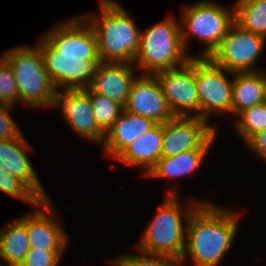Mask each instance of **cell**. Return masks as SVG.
<instances>
[{
  "instance_id": "1",
  "label": "cell",
  "mask_w": 266,
  "mask_h": 266,
  "mask_svg": "<svg viewBox=\"0 0 266 266\" xmlns=\"http://www.w3.org/2000/svg\"><path fill=\"white\" fill-rule=\"evenodd\" d=\"M204 201L185 217L186 243L181 260L189 256L194 266H217L237 233V212Z\"/></svg>"
},
{
  "instance_id": "2",
  "label": "cell",
  "mask_w": 266,
  "mask_h": 266,
  "mask_svg": "<svg viewBox=\"0 0 266 266\" xmlns=\"http://www.w3.org/2000/svg\"><path fill=\"white\" fill-rule=\"evenodd\" d=\"M100 17L82 15L92 27L101 62L133 64L141 31L127 11L114 0H100ZM94 15V16H93Z\"/></svg>"
},
{
  "instance_id": "3",
  "label": "cell",
  "mask_w": 266,
  "mask_h": 266,
  "mask_svg": "<svg viewBox=\"0 0 266 266\" xmlns=\"http://www.w3.org/2000/svg\"><path fill=\"white\" fill-rule=\"evenodd\" d=\"M176 189L175 187L168 193L165 202L159 207L156 215L146 227L142 240L136 245V248L142 252L182 258L187 228L183 225L182 217L184 215L189 217L201 202L190 201L189 206H186L185 211L182 212ZM184 212L185 214H183Z\"/></svg>"
},
{
  "instance_id": "4",
  "label": "cell",
  "mask_w": 266,
  "mask_h": 266,
  "mask_svg": "<svg viewBox=\"0 0 266 266\" xmlns=\"http://www.w3.org/2000/svg\"><path fill=\"white\" fill-rule=\"evenodd\" d=\"M16 79L19 102L40 108L55 106L57 88L52 83L38 46H18L3 54Z\"/></svg>"
},
{
  "instance_id": "5",
  "label": "cell",
  "mask_w": 266,
  "mask_h": 266,
  "mask_svg": "<svg viewBox=\"0 0 266 266\" xmlns=\"http://www.w3.org/2000/svg\"><path fill=\"white\" fill-rule=\"evenodd\" d=\"M192 57L185 52L180 22L178 24L177 20L169 17L141 32L140 46L133 65L144 69L143 74L154 75L182 66Z\"/></svg>"
},
{
  "instance_id": "6",
  "label": "cell",
  "mask_w": 266,
  "mask_h": 266,
  "mask_svg": "<svg viewBox=\"0 0 266 266\" xmlns=\"http://www.w3.org/2000/svg\"><path fill=\"white\" fill-rule=\"evenodd\" d=\"M182 7L180 28L186 52L189 37H193L207 45L201 51V57H210L234 23V8L226 9L204 0Z\"/></svg>"
},
{
  "instance_id": "7",
  "label": "cell",
  "mask_w": 266,
  "mask_h": 266,
  "mask_svg": "<svg viewBox=\"0 0 266 266\" xmlns=\"http://www.w3.org/2000/svg\"><path fill=\"white\" fill-rule=\"evenodd\" d=\"M226 69L209 57H194V77L199 96L200 118L207 120L212 113H232L233 78Z\"/></svg>"
},
{
  "instance_id": "8",
  "label": "cell",
  "mask_w": 266,
  "mask_h": 266,
  "mask_svg": "<svg viewBox=\"0 0 266 266\" xmlns=\"http://www.w3.org/2000/svg\"><path fill=\"white\" fill-rule=\"evenodd\" d=\"M265 42L263 36L242 29L234 22L209 58L231 73L259 71L254 70V65L263 52Z\"/></svg>"
},
{
  "instance_id": "9",
  "label": "cell",
  "mask_w": 266,
  "mask_h": 266,
  "mask_svg": "<svg viewBox=\"0 0 266 266\" xmlns=\"http://www.w3.org/2000/svg\"><path fill=\"white\" fill-rule=\"evenodd\" d=\"M207 122L196 116H175L165 121L161 157H173L188 150L210 149L217 132Z\"/></svg>"
},
{
  "instance_id": "10",
  "label": "cell",
  "mask_w": 266,
  "mask_h": 266,
  "mask_svg": "<svg viewBox=\"0 0 266 266\" xmlns=\"http://www.w3.org/2000/svg\"><path fill=\"white\" fill-rule=\"evenodd\" d=\"M39 47L49 77L58 88L86 89L89 87L100 60H85L83 57L60 56L41 36Z\"/></svg>"
},
{
  "instance_id": "11",
  "label": "cell",
  "mask_w": 266,
  "mask_h": 266,
  "mask_svg": "<svg viewBox=\"0 0 266 266\" xmlns=\"http://www.w3.org/2000/svg\"><path fill=\"white\" fill-rule=\"evenodd\" d=\"M174 116L200 117L199 96L194 77V57L180 67L154 74ZM196 111L192 115L189 111Z\"/></svg>"
},
{
  "instance_id": "12",
  "label": "cell",
  "mask_w": 266,
  "mask_h": 266,
  "mask_svg": "<svg viewBox=\"0 0 266 266\" xmlns=\"http://www.w3.org/2000/svg\"><path fill=\"white\" fill-rule=\"evenodd\" d=\"M63 23L42 36L60 56L100 60L96 37L88 22L82 16H76Z\"/></svg>"
},
{
  "instance_id": "13",
  "label": "cell",
  "mask_w": 266,
  "mask_h": 266,
  "mask_svg": "<svg viewBox=\"0 0 266 266\" xmlns=\"http://www.w3.org/2000/svg\"><path fill=\"white\" fill-rule=\"evenodd\" d=\"M54 107L62 109L66 123L81 137L103 145L105 133L96 124L87 89H65L61 93L58 90Z\"/></svg>"
},
{
  "instance_id": "14",
  "label": "cell",
  "mask_w": 266,
  "mask_h": 266,
  "mask_svg": "<svg viewBox=\"0 0 266 266\" xmlns=\"http://www.w3.org/2000/svg\"><path fill=\"white\" fill-rule=\"evenodd\" d=\"M124 110L149 118L156 123H164L175 117L167 104L159 81L152 74H141L140 77H136Z\"/></svg>"
},
{
  "instance_id": "15",
  "label": "cell",
  "mask_w": 266,
  "mask_h": 266,
  "mask_svg": "<svg viewBox=\"0 0 266 266\" xmlns=\"http://www.w3.org/2000/svg\"><path fill=\"white\" fill-rule=\"evenodd\" d=\"M51 199L41 200V209L35 213H28L20 218L27 228L30 239V248L43 249L45 251H64L68 244V235L61 225L53 217L55 214ZM48 213V214H47Z\"/></svg>"
},
{
  "instance_id": "16",
  "label": "cell",
  "mask_w": 266,
  "mask_h": 266,
  "mask_svg": "<svg viewBox=\"0 0 266 266\" xmlns=\"http://www.w3.org/2000/svg\"><path fill=\"white\" fill-rule=\"evenodd\" d=\"M25 150H29V145L23 135L0 140V166L21 180L40 200L49 199Z\"/></svg>"
},
{
  "instance_id": "17",
  "label": "cell",
  "mask_w": 266,
  "mask_h": 266,
  "mask_svg": "<svg viewBox=\"0 0 266 266\" xmlns=\"http://www.w3.org/2000/svg\"><path fill=\"white\" fill-rule=\"evenodd\" d=\"M133 64L100 62L88 88L90 93H97L113 99L123 106L126 103L131 86L136 79Z\"/></svg>"
},
{
  "instance_id": "18",
  "label": "cell",
  "mask_w": 266,
  "mask_h": 266,
  "mask_svg": "<svg viewBox=\"0 0 266 266\" xmlns=\"http://www.w3.org/2000/svg\"><path fill=\"white\" fill-rule=\"evenodd\" d=\"M157 123L141 115L123 110L105 134L104 146L107 155L116 158L132 141L151 130Z\"/></svg>"
},
{
  "instance_id": "19",
  "label": "cell",
  "mask_w": 266,
  "mask_h": 266,
  "mask_svg": "<svg viewBox=\"0 0 266 266\" xmlns=\"http://www.w3.org/2000/svg\"><path fill=\"white\" fill-rule=\"evenodd\" d=\"M163 123H157L151 130L138 136L115 159L129 166L146 169V174L161 158Z\"/></svg>"
},
{
  "instance_id": "20",
  "label": "cell",
  "mask_w": 266,
  "mask_h": 266,
  "mask_svg": "<svg viewBox=\"0 0 266 266\" xmlns=\"http://www.w3.org/2000/svg\"><path fill=\"white\" fill-rule=\"evenodd\" d=\"M232 113L266 101V72L233 73Z\"/></svg>"
},
{
  "instance_id": "21",
  "label": "cell",
  "mask_w": 266,
  "mask_h": 266,
  "mask_svg": "<svg viewBox=\"0 0 266 266\" xmlns=\"http://www.w3.org/2000/svg\"><path fill=\"white\" fill-rule=\"evenodd\" d=\"M30 250L26 224L17 219L0 231V259L7 266H20Z\"/></svg>"
},
{
  "instance_id": "22",
  "label": "cell",
  "mask_w": 266,
  "mask_h": 266,
  "mask_svg": "<svg viewBox=\"0 0 266 266\" xmlns=\"http://www.w3.org/2000/svg\"><path fill=\"white\" fill-rule=\"evenodd\" d=\"M209 149L181 152L173 157H161L147 175L157 178H173L192 175L201 165Z\"/></svg>"
},
{
  "instance_id": "23",
  "label": "cell",
  "mask_w": 266,
  "mask_h": 266,
  "mask_svg": "<svg viewBox=\"0 0 266 266\" xmlns=\"http://www.w3.org/2000/svg\"><path fill=\"white\" fill-rule=\"evenodd\" d=\"M234 22L266 38V0H238L234 5Z\"/></svg>"
},
{
  "instance_id": "24",
  "label": "cell",
  "mask_w": 266,
  "mask_h": 266,
  "mask_svg": "<svg viewBox=\"0 0 266 266\" xmlns=\"http://www.w3.org/2000/svg\"><path fill=\"white\" fill-rule=\"evenodd\" d=\"M90 101L96 124L106 134L121 115L124 106L107 96L97 93H90Z\"/></svg>"
},
{
  "instance_id": "25",
  "label": "cell",
  "mask_w": 266,
  "mask_h": 266,
  "mask_svg": "<svg viewBox=\"0 0 266 266\" xmlns=\"http://www.w3.org/2000/svg\"><path fill=\"white\" fill-rule=\"evenodd\" d=\"M237 116L234 126L247 142L253 135L266 130V101L241 111Z\"/></svg>"
},
{
  "instance_id": "26",
  "label": "cell",
  "mask_w": 266,
  "mask_h": 266,
  "mask_svg": "<svg viewBox=\"0 0 266 266\" xmlns=\"http://www.w3.org/2000/svg\"><path fill=\"white\" fill-rule=\"evenodd\" d=\"M0 191L11 197L22 199L34 207H39L41 201L21 180L11 175L2 166H0Z\"/></svg>"
},
{
  "instance_id": "27",
  "label": "cell",
  "mask_w": 266,
  "mask_h": 266,
  "mask_svg": "<svg viewBox=\"0 0 266 266\" xmlns=\"http://www.w3.org/2000/svg\"><path fill=\"white\" fill-rule=\"evenodd\" d=\"M141 254V256L123 254L112 263L115 266H183L184 264L180 258L173 256L147 254L144 252H141Z\"/></svg>"
},
{
  "instance_id": "28",
  "label": "cell",
  "mask_w": 266,
  "mask_h": 266,
  "mask_svg": "<svg viewBox=\"0 0 266 266\" xmlns=\"http://www.w3.org/2000/svg\"><path fill=\"white\" fill-rule=\"evenodd\" d=\"M17 101H19V94L14 72L2 55L0 61V103L15 106Z\"/></svg>"
},
{
  "instance_id": "29",
  "label": "cell",
  "mask_w": 266,
  "mask_h": 266,
  "mask_svg": "<svg viewBox=\"0 0 266 266\" xmlns=\"http://www.w3.org/2000/svg\"><path fill=\"white\" fill-rule=\"evenodd\" d=\"M63 252L30 248L20 266H59Z\"/></svg>"
},
{
  "instance_id": "30",
  "label": "cell",
  "mask_w": 266,
  "mask_h": 266,
  "mask_svg": "<svg viewBox=\"0 0 266 266\" xmlns=\"http://www.w3.org/2000/svg\"><path fill=\"white\" fill-rule=\"evenodd\" d=\"M12 107L14 106L0 103V140L17 139L22 136V132L9 113Z\"/></svg>"
},
{
  "instance_id": "31",
  "label": "cell",
  "mask_w": 266,
  "mask_h": 266,
  "mask_svg": "<svg viewBox=\"0 0 266 266\" xmlns=\"http://www.w3.org/2000/svg\"><path fill=\"white\" fill-rule=\"evenodd\" d=\"M246 143L254 153L266 161V130L253 135Z\"/></svg>"
}]
</instances>
